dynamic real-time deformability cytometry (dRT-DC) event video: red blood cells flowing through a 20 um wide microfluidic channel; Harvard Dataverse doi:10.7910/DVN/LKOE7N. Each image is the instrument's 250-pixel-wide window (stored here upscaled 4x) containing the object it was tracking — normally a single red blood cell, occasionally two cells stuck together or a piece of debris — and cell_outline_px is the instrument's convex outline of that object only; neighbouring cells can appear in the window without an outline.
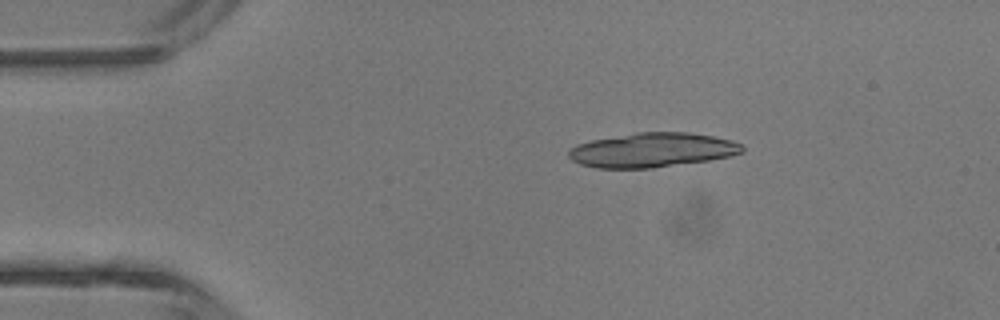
{"species": "common noctule bat (a hibernating species)", "species_latin": "Nyctalus noctula", "temperature_condition": "room temperature", "stored_images_in_passage": 3, "camera_frame_rate_fps": 3000, "um_per_image_px": 0.085, "animal": {"sex": "male", "body_mass_g": 13.3}, "frame": {"image": 1, "passage_image": 1, "time_ms": 0.0, "image_size_px": [1000, 320], "cell_outline_px": [[744, 152], [732, 156], [708, 160], [652, 168], [596, 168], [580, 164], [572, 160], [568, 156], [568, 148], [576, 144], [592, 140], [636, 132], [688, 132], [712, 136], [732, 140], [740, 144], [744, 148]], "centroid_in_image_um": [55.42, 12.75], "position_along_channel_um": 29.6, "area_um2": 34.91}}
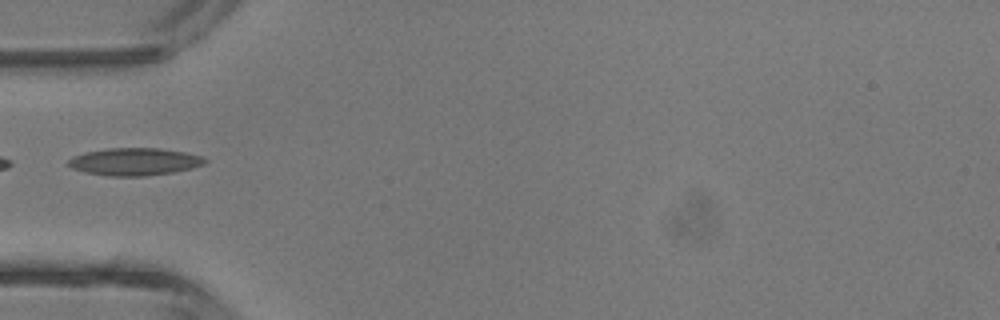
{"frame": {"image": 2, "passage_image": 3, "time_ms": 2.333, "image_size_px": [1000, 320], "cell_outline_px": [[208, 160], [204, 164], [192, 168], [172, 172], [144, 176], [108, 176], [84, 172], [72, 168], [68, 164], [68, 160], [72, 156], [84, 152], [108, 148], [160, 148], [184, 152], [204, 156]], "centroid_in_image_um": [11.43, 13.74], "position_along_channel_um": 73.6, "area_um2": 21.96}}